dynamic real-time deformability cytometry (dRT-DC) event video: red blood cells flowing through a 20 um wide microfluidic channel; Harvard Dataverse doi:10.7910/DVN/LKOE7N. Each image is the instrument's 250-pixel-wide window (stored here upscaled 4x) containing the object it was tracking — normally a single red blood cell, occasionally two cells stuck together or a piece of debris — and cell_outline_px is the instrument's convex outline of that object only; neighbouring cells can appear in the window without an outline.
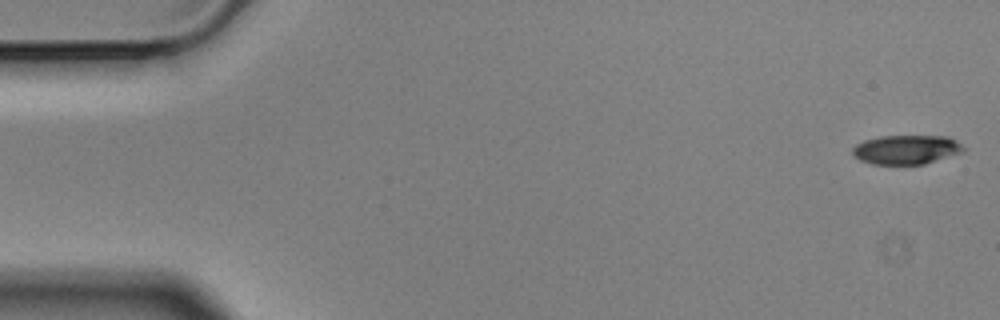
{"species": "Egyptian fruit bat (a non-hibernating species)", "species_latin": "Rousettus aegyptiacus", "temperature_condition": "cold", "stored_images_in_passage": 5, "camera_frame_rate_fps": 3000, "um_per_image_px": 0.085, "animal": {"sex": "male"}, "frame": {"image": 1, "passage_image": 1, "time_ms": 0.0, "image_size_px": [1000, 320], "cell_outline_px": [[968, 148], [964, 152], [924, 164], [872, 164], [860, 160], [852, 156], [852, 148], [856, 144], [864, 140], [880, 136], [948, 136], [956, 140]], "centroid_in_image_um": [77.06, 12.71], "position_along_channel_um": 7.9, "area_um2": 19.13}}
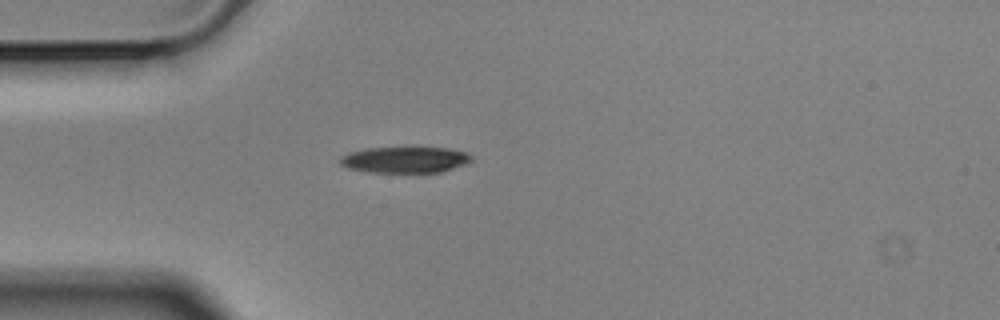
{"frame": {"image": 2, "passage_image": 4, "time_ms": 1.0, "image_size_px": [1000, 320], "cell_outline_px": [[472, 160], [464, 164], [440, 172], [368, 172], [348, 168], [340, 164], [340, 156], [348, 152], [364, 148], [420, 144], [448, 148], [464, 152], [472, 156]], "centroid_in_image_um": [34.39, 13.51], "position_along_channel_um": 50.6, "area_um2": 21.04}}